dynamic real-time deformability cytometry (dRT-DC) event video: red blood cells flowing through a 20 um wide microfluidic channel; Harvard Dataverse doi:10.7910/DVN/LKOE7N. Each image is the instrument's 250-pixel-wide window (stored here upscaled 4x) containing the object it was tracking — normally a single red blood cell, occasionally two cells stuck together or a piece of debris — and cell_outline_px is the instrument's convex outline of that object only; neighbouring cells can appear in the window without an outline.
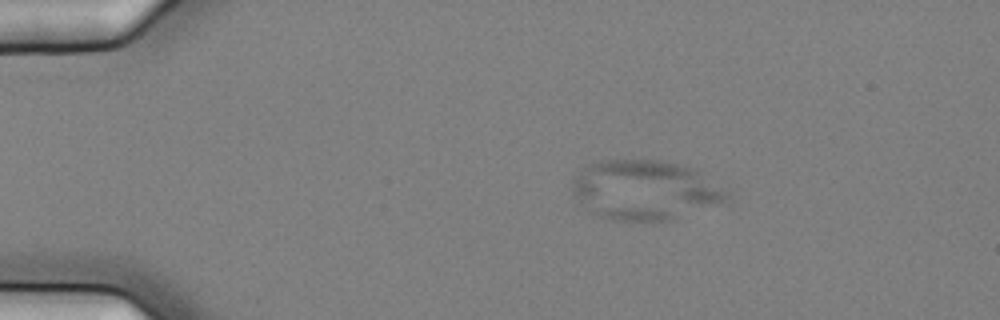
{"species": "common noctule bat (a hibernating species)", "species_latin": "Nyctalus noctula", "temperature_condition": "cold", "stored_images_in_passage": 5, "camera_frame_rate_fps": 3000, "um_per_image_px": 0.085, "animal": {"sex": "female", "body_mass_g": 25.1}, "frame": {"image": 1, "passage_image": 3, "time_ms": 0.667, "image_size_px": [1000, 320], "cell_outline_px": [[732, 192], [724, 200], [668, 220], [612, 220], [588, 212], [572, 192], [572, 184], [576, 176], [584, 168], [592, 164], [604, 160], [660, 160], [680, 164], [696, 168]], "centroid_in_image_um": [54.82, 16.13], "position_along_channel_um": 30.2, "area_um2": 53.18}}